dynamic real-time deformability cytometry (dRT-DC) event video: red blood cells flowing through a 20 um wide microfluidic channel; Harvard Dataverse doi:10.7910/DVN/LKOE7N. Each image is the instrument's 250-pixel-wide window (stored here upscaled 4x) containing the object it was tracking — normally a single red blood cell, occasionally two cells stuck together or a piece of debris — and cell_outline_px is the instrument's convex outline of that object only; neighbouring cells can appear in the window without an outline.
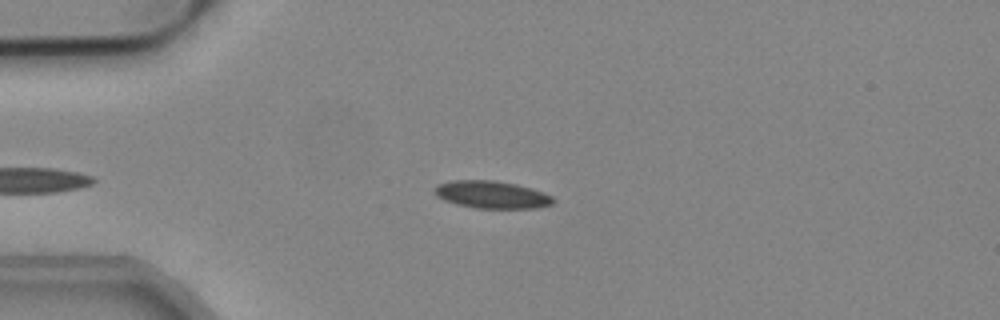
{"species": "common noctule bat (a hibernating species)", "species_latin": "Nyctalus noctula", "temperature_condition": "cold", "stored_images_in_passage": 39, "camera_frame_rate_fps": 3000, "um_per_image_px": 0.085, "animal": {"sex": "male", "body_mass_g": 19.2, "forearm_length_mm": 51.8}, "frame": {"image": 1, "passage_image": 3, "time_ms": 0.667, "image_size_px": [1000, 320], "cell_outline_px": [[556, 200], [552, 204], [536, 208], [476, 208], [456, 204], [444, 200], [436, 196], [436, 188], [440, 184], [452, 180], [496, 180], [516, 184], [532, 188], [544, 192], [552, 196]], "centroid_in_image_um": [41.85, 16.54], "position_along_channel_um": 43.2, "area_um2": 18.96}}
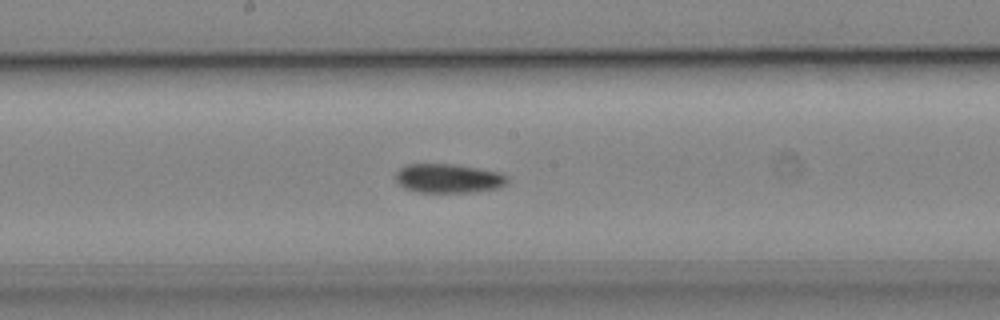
{"frame": {"image": 2, "passage_image": 18, "time_ms": 5.667, "image_size_px": [1000, 320], "cell_outline_px": [[508, 180], [500, 188], [472, 192], [420, 192], [404, 188], [396, 180], [396, 172], [400, 168], [408, 164], [452, 164], [476, 168], [496, 172], [508, 176]], "centroid_in_image_um": [38.1, 15.17], "position_along_channel_um": 210.1, "area_um2": 18.73}}
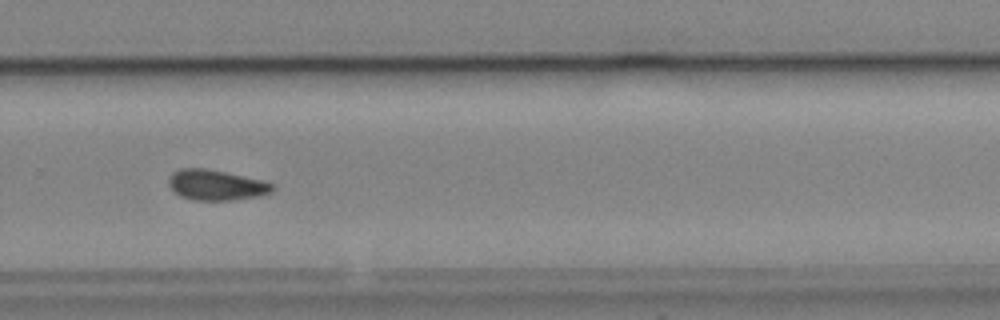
{"frame": {"image": 3, "passage_image": 26, "time_ms": 8.333, "image_size_px": [1000, 320], "cell_outline_px": [[272, 192], [260, 196], [232, 200], [192, 200], [180, 196], [168, 184], [168, 180], [172, 172], [180, 168], [204, 168], [264, 180], [272, 184]], "centroid_in_image_um": [18.36, 15.73], "position_along_channel_um": 311.4, "area_um2": 18.32}}